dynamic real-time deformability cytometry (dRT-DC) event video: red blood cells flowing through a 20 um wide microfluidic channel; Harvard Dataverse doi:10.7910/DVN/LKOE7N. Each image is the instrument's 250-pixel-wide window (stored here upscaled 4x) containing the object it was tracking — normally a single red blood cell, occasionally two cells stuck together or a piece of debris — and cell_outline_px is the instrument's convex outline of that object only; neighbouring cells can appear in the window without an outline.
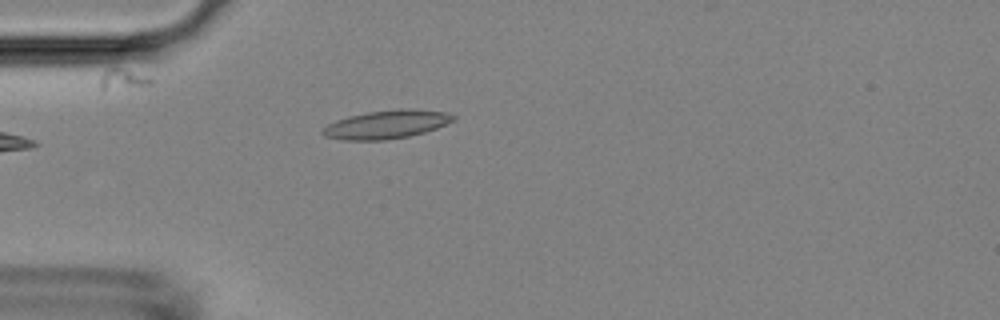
{"species": "Egyptian fruit bat (a non-hibernating species)", "species_latin": "Rousettus aegyptiacus", "temperature_condition": "room temperature", "stored_images_in_passage": 3, "camera_frame_rate_fps": 3000, "um_per_image_px": 0.085, "animal": {"sex": "female"}, "frame": {"image": 1, "passage_image": 3, "time_ms": 4.0, "image_size_px": [1000, 320], "cell_outline_px": [[456, 120], [448, 124], [424, 132], [408, 136], [388, 140], [340, 140], [324, 136], [320, 132], [328, 124], [336, 120], [348, 116], [368, 112], [400, 108], [412, 108], [448, 112], [456, 116]], "centroid_in_image_um": [32.89, 10.57], "position_along_channel_um": 52.1, "area_um2": 21.91}}